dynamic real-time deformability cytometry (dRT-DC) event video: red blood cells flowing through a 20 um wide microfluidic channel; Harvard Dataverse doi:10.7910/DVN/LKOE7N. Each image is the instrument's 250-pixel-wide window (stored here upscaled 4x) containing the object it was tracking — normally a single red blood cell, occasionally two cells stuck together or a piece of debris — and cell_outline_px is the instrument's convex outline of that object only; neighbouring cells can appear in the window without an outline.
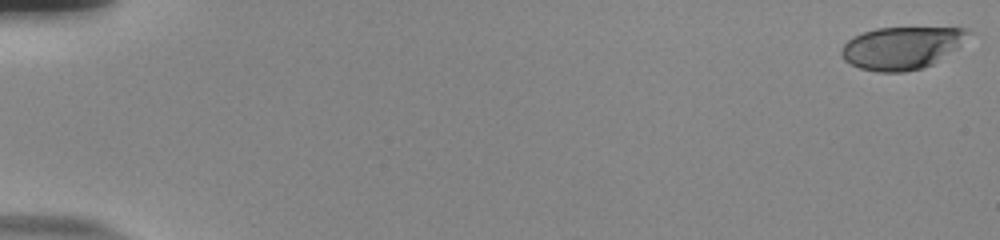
{"species": "human", "species_latin": "Homo sapiens", "temperature_condition": "room temperature", "stored_images_in_passage": 55, "camera_frame_rate_fps": 3000, "um_per_image_px": 0.085, "donor": {"sex": "male"}, "frame": {"image": 1, "passage_image": 1, "time_ms": 0.0, "image_size_px": [1000, 240], "cell_outline_px": [[972, 32], [956, 48], [932, 64], [924, 68], [904, 72], [876, 72], [860, 68], [844, 60], [840, 52], [844, 44], [852, 36], [876, 28], [968, 28]], "centroid_in_image_um": [76.62, 4.07], "position_along_channel_um": 8.4, "area_um2": 31.21}}
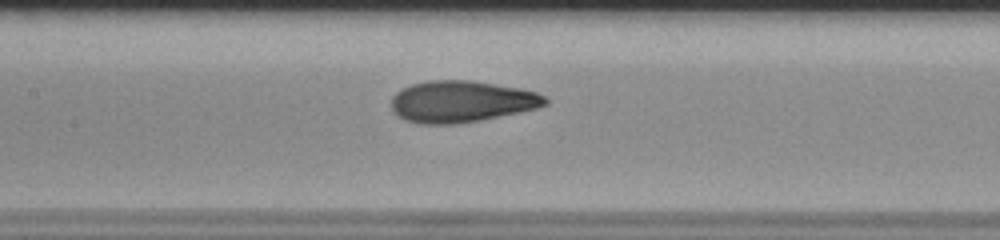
{"frame": {"image": 2, "passage_image": 28, "time_ms": 9.0, "image_size_px": [1000, 240], "cell_outline_px": [[548, 104], [536, 108], [520, 112], [480, 120], [456, 124], [416, 124], [404, 120], [396, 116], [392, 108], [392, 96], [396, 92], [412, 84], [432, 80], [468, 80], [520, 88], [536, 92], [544, 96], [548, 100]], "centroid_in_image_um": [39.2, 8.64], "position_along_channel_um": 168.2, "area_um2": 37.28}}
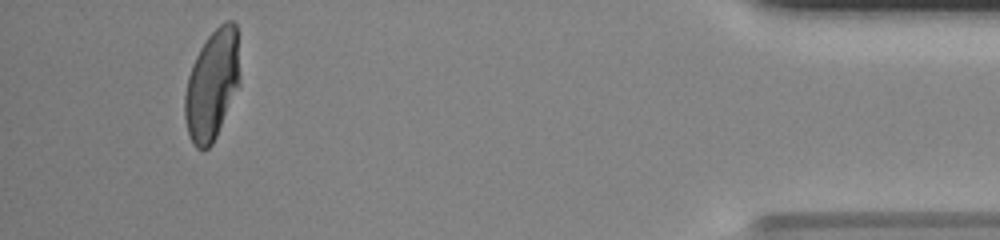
{"frame": {"image": 3, "passage_image": 52, "time_ms": 17.0, "image_size_px": [1000, 240], "cell_outline_px": [[240, 84], [216, 136], [212, 144], [208, 148], [196, 148], [192, 144], [188, 136], [184, 116], [184, 96], [188, 76], [192, 64], [200, 48], [208, 36], [224, 20], [232, 20], [236, 24]], "centroid_in_image_um": [18.01, 7.22], "position_along_channel_um": 417.2, "area_um2": 35.32}, "authors_computed_cell_mechanics": {"area_um2": 36.4718, "velocity_mm_per_s": 3.8495, "shape_relaxation_time_tau1_ms": 5.0102, "shape_relaxation_time_tau2_ms": 0.9453, "deformation_change_tau1": 0.2534, "deformation_change_tau2": 0.0677}}